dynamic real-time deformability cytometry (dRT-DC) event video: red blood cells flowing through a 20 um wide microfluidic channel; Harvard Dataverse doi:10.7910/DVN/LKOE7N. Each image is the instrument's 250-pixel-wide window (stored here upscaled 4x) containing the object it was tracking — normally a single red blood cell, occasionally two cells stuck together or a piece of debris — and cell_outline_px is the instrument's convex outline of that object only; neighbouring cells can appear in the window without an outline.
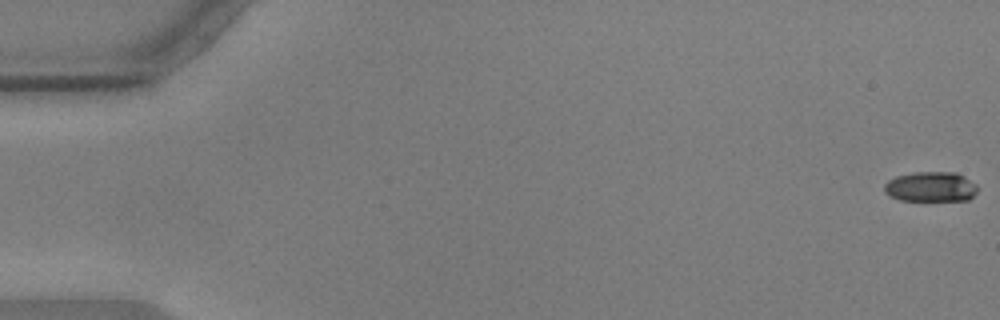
{"species": "common noctule bat (a hibernating species)", "species_latin": "Nyctalus noctula", "temperature_condition": "warm", "stored_images_in_passage": 47, "camera_frame_rate_fps": 3000, "um_per_image_px": 0.085, "animal": {"sex": "male", "body_mass_g": 17.9, "forearm_length_mm": 54.2}, "frame": {"image": 1, "passage_image": 1, "time_ms": 0.0, "image_size_px": [1000, 320], "cell_outline_px": [[976, 192], [968, 200], [900, 200], [888, 196], [884, 192], [884, 184], [888, 180], [896, 176], [912, 172], [956, 172], [964, 176], [976, 184]], "centroid_in_image_um": [79.08, 15.87], "position_along_channel_um": 5.9, "area_um2": 16.36}}
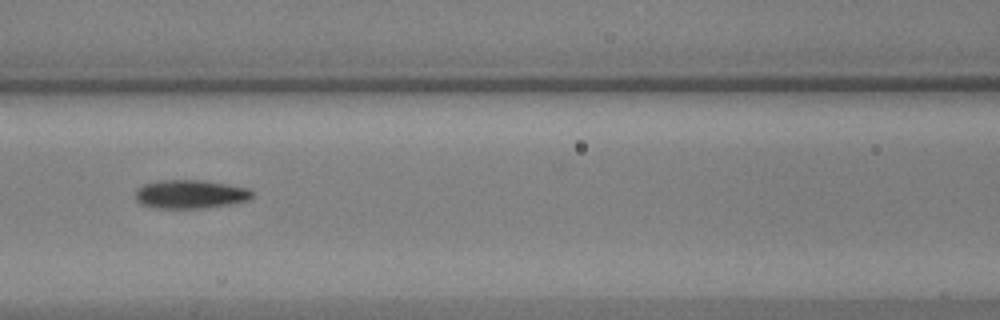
{"frame": {"image": 2, "passage_image": 26, "time_ms": 8.333, "image_size_px": [1000, 320], "cell_outline_px": [[252, 196], [248, 200], [228, 204], [204, 208], [152, 208], [140, 204], [136, 200], [136, 188], [144, 184], [160, 180], [200, 180], [228, 184], [248, 188], [252, 192]], "centroid_in_image_um": [16.13, 16.5], "position_along_channel_um": 150.5, "area_um2": 19.48}}
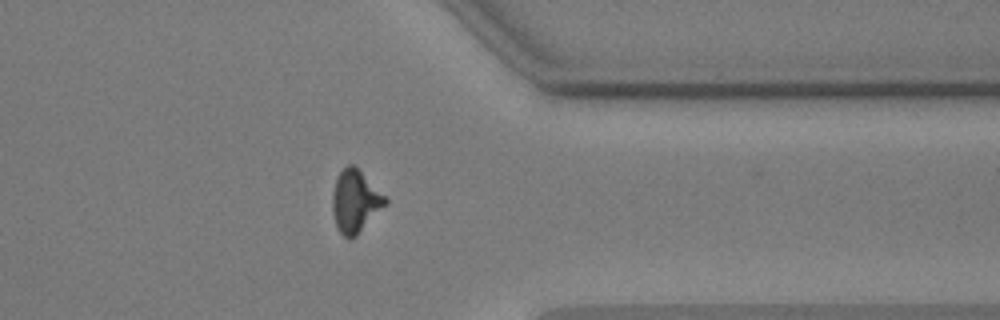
{"frame": {"image": 3, "passage_image": 46, "time_ms": 15.0, "image_size_px": [1000, 320], "cell_outline_px": [[388, 204], [352, 240], [348, 240], [336, 228], [332, 212], [332, 192], [336, 176], [348, 164], [352, 164], [388, 200]], "centroid_in_image_um": [30.16, 17.17], "position_along_channel_um": 381.2, "area_um2": 19.19}}